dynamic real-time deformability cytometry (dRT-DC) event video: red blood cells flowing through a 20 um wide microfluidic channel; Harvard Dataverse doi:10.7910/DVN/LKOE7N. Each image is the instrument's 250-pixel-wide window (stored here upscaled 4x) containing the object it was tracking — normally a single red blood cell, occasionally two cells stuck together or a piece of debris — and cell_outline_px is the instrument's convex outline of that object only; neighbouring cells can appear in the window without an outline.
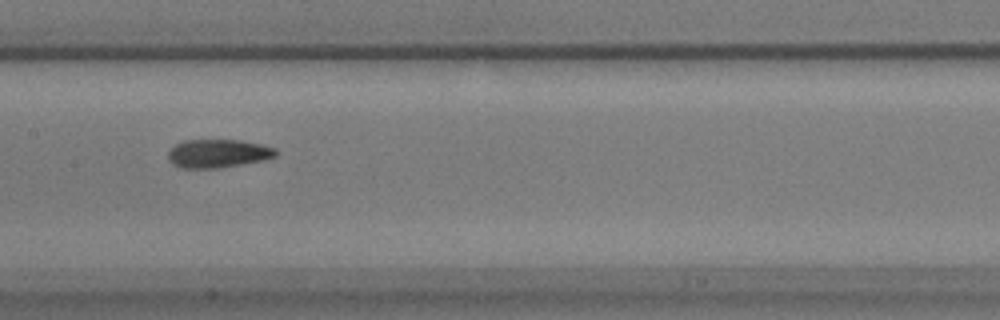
{"species": "common noctule bat (a hibernating species)", "species_latin": "Nyctalus noctula", "temperature_condition": "warm", "stored_images_in_passage": 23, "camera_frame_rate_fps": 3000, "um_per_image_px": 0.085, "animal": {"sex": "male", "body_mass_g": 17.9}, "frame": {"image": 1, "passage_image": 23, "time_ms": 7.333, "image_size_px": [1000, 320], "cell_outline_px": [[280, 152], [276, 156], [264, 160], [216, 168], [180, 168], [172, 164], [168, 160], [168, 152], [176, 144], [184, 140], [240, 140], [260, 144], [276, 148]], "centroid_in_image_um": [18.54, 13.04], "position_along_channel_um": 188.9, "area_um2": 17.86}}